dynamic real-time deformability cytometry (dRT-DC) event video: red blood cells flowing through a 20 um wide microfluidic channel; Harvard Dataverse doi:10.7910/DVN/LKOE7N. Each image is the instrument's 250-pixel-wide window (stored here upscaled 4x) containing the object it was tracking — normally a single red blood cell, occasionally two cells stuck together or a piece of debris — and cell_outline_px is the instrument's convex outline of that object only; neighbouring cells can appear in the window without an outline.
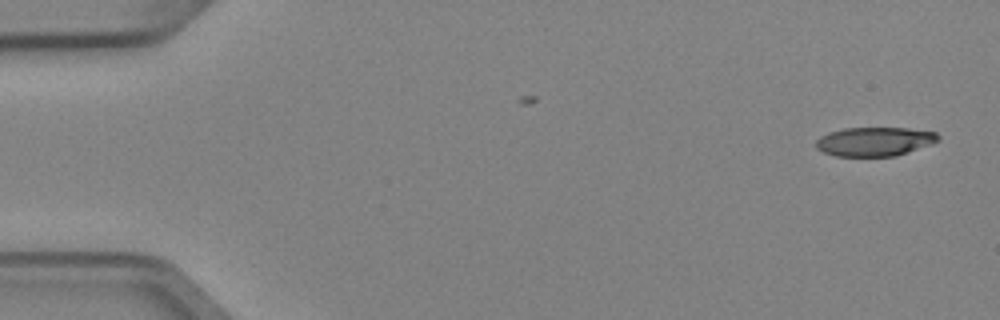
{"species": "Egyptian fruit bat (a non-hibernating species)", "species_latin": "Rousettus aegyptiacus", "temperature_condition": "cold", "stored_images_in_passage": 4, "camera_frame_rate_fps": 3000, "um_per_image_px": 0.085, "animal": {"sex": "female"}, "frame": {"image": 1, "passage_image": 1, "time_ms": 0.0, "image_size_px": [1000, 320], "cell_outline_px": [[940, 140], [896, 156], [836, 156], [824, 152], [816, 148], [816, 140], [820, 136], [828, 132], [844, 128], [908, 128], [936, 132], [940, 136]], "centroid_in_image_um": [74.32, 12.02], "position_along_channel_um": 10.7, "area_um2": 20.58}}
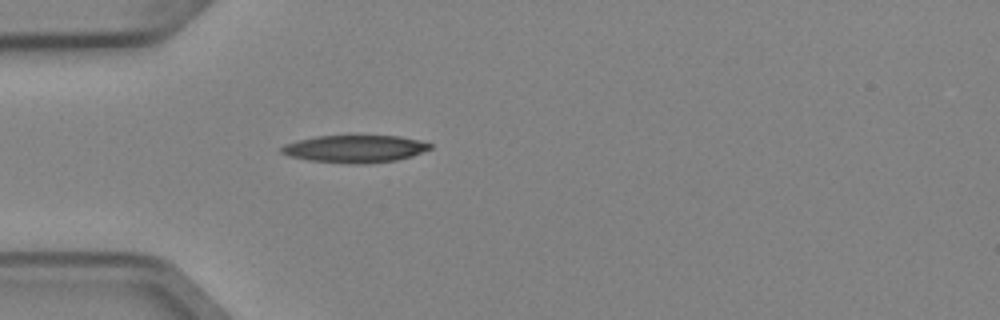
{"frame": {"image": 2, "passage_image": 4, "time_ms": 1.0, "image_size_px": [1000, 320], "cell_outline_px": [[432, 148], [412, 156], [396, 160], [364, 164], [352, 164], [308, 160], [288, 156], [280, 152], [280, 148], [284, 144], [316, 136], [400, 136], [432, 144]], "centroid_in_image_um": [30.15, 12.66], "position_along_channel_um": 54.9, "area_um2": 23.64}}